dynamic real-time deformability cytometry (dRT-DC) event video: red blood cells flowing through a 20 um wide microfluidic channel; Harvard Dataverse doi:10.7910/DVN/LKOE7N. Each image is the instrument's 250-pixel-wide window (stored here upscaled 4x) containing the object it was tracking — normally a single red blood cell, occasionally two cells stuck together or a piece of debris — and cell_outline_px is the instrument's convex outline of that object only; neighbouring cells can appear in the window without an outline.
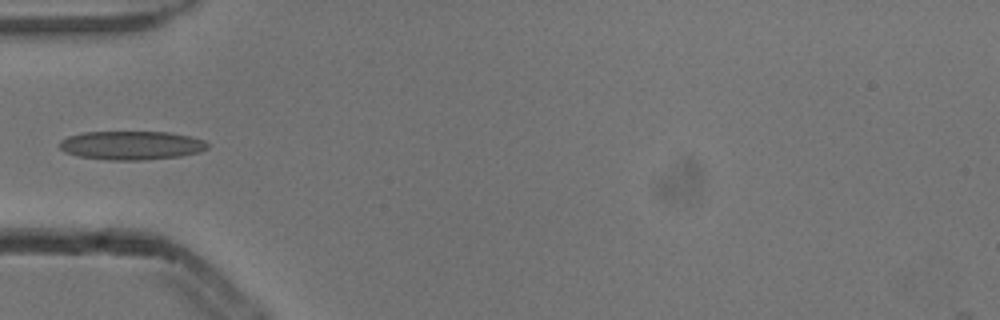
{"species": "common noctule bat (a hibernating species)", "species_latin": "Nyctalus noctula", "temperature_condition": "cold", "stored_images_in_passage": 5, "camera_frame_rate_fps": 3000, "um_per_image_px": 0.085, "animal": {"sex": "male", "body_mass_g": 13.3}, "frame": {"image": 1, "passage_image": 5, "time_ms": 1.333, "image_size_px": [1000, 320], "cell_outline_px": [[208, 148], [200, 152], [180, 156], [140, 160], [108, 160], [76, 156], [64, 152], [60, 148], [60, 140], [68, 136], [84, 132], [168, 132], [188, 136], [204, 140], [208, 144]], "centroid_in_image_um": [11.14, 12.36], "position_along_channel_um": 73.9, "area_um2": 24.8}}